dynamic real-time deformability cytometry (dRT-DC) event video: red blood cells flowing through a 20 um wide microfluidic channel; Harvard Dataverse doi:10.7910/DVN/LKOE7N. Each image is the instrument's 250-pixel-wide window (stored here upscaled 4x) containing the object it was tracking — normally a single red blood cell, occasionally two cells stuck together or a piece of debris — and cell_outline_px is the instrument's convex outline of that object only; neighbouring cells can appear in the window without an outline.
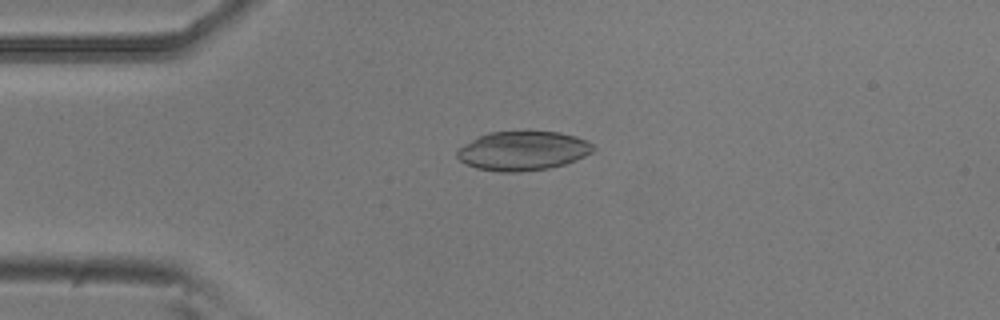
{"species": "common noctule bat (a hibernating species)", "species_latin": "Nyctalus noctula", "temperature_condition": "room temperature", "stored_images_in_passage": 41, "camera_frame_rate_fps": 3000, "um_per_image_px": 0.085, "animal": {"sex": "male", "body_mass_g": 20.5, "forearm_length_mm": 52.5}, "frame": {"image": 1, "passage_image": 1, "time_ms": 0.0, "image_size_px": [1000, 320], "cell_outline_px": [[596, 148], [592, 152], [576, 160], [564, 164], [548, 168], [516, 172], [500, 172], [476, 168], [464, 164], [456, 156], [456, 152], [464, 144], [488, 132], [560, 132], [576, 136], [588, 140]], "centroid_in_image_um": [44.45, 12.82], "position_along_channel_um": 40.6, "area_um2": 30.98}}
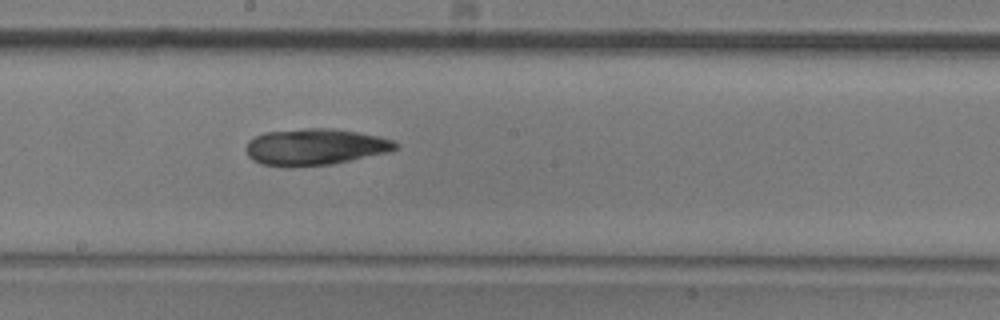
{"frame": {"image": 2, "passage_image": 17, "time_ms": 5.333, "image_size_px": [1000, 320], "cell_outline_px": [[400, 148], [388, 152], [332, 164], [288, 168], [284, 168], [260, 164], [252, 160], [248, 156], [244, 148], [248, 140], [264, 132], [308, 128], [332, 128], [380, 136], [392, 140], [400, 144]], "centroid_in_image_um": [26.75, 12.5], "position_along_channel_um": 221.5, "area_um2": 32.31}}
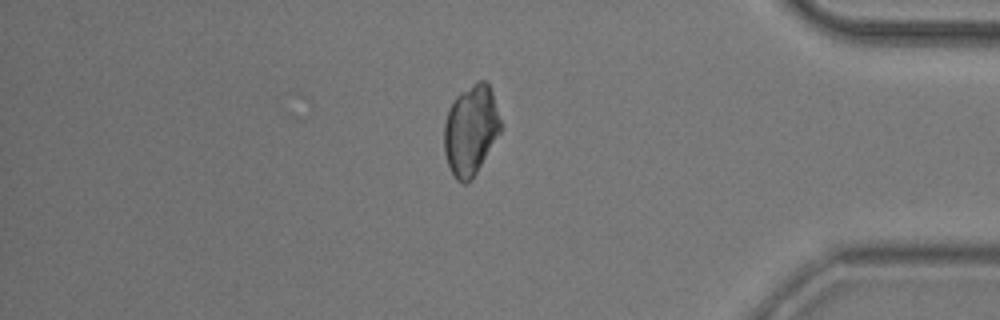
{"frame": {"image": 3, "passage_image": 33, "time_ms": 10.667, "image_size_px": [1000, 320], "cell_outline_px": [[504, 124], [500, 132], [472, 180], [468, 184], [460, 184], [456, 180], [448, 164], [444, 152], [444, 124], [448, 112], [456, 96], [460, 92], [472, 84], [480, 80], [484, 80], [488, 84], [492, 92]], "centroid_in_image_um": [40.04, 11.08], "position_along_channel_um": 395.2, "area_um2": 29.82}}